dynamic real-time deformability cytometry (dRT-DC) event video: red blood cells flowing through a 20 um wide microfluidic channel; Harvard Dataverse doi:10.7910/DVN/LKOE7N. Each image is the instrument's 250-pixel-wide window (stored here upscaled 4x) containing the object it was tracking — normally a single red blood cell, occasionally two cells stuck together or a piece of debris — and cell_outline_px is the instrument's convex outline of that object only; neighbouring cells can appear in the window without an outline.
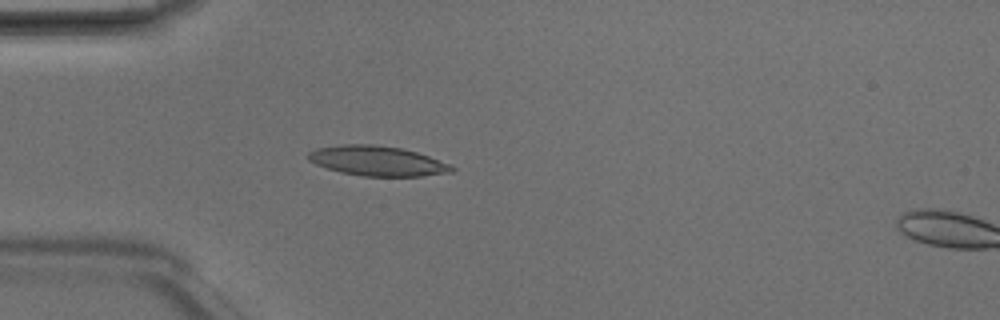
{"species": "Egyptian fruit bat (a non-hibernating species)", "species_latin": "Rousettus aegyptiacus", "temperature_condition": "room temperature", "stored_images_in_passage": 3, "camera_frame_rate_fps": 3000, "um_per_image_px": 0.085, "animal": {"sex": "male"}, "frame": {"image": 1, "passage_image": 2, "time_ms": 0.333, "image_size_px": [1000, 320], "cell_outline_px": [[456, 168], [452, 172], [420, 176], [364, 176], [340, 172], [316, 164], [308, 160], [308, 152], [316, 148], [344, 144], [372, 144], [400, 148], [416, 152], [452, 164]], "centroid_in_image_um": [32.08, 13.68], "position_along_channel_um": 52.9, "area_um2": 24.91}}